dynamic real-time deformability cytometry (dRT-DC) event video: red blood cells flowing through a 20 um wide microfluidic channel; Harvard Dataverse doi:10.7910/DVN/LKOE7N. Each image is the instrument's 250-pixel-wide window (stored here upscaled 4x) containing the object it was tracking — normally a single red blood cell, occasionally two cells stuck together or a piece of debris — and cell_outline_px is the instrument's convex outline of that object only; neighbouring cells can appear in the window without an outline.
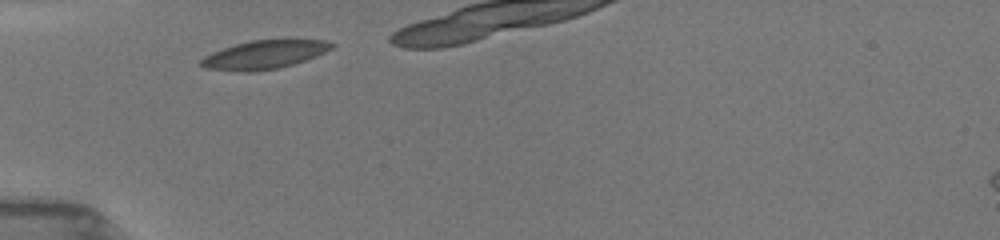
{"species": "common noctule bat (a hibernating species)", "species_latin": "Nyctalus noctula", "temperature_condition": "room temperature", "stored_images_in_passage": 4, "camera_frame_rate_fps": 3000, "um_per_image_px": 0.085, "animal": {"sex": "female", "body_mass_g": 19.5, "forearm_length_mm": 54.1}, "frame": {"image": 1, "passage_image": 1, "time_ms": 0.0, "image_size_px": [1000, 240], "cell_outline_px": [[336, 44], [332, 48], [316, 56], [280, 68], [252, 72], [244, 72], [204, 68], [200, 64], [200, 60], [204, 56], [212, 52], [236, 44], [252, 40], [324, 40]], "centroid_in_image_um": [22.44, 4.66], "position_along_channel_um": 62.6, "area_um2": 21.5}}